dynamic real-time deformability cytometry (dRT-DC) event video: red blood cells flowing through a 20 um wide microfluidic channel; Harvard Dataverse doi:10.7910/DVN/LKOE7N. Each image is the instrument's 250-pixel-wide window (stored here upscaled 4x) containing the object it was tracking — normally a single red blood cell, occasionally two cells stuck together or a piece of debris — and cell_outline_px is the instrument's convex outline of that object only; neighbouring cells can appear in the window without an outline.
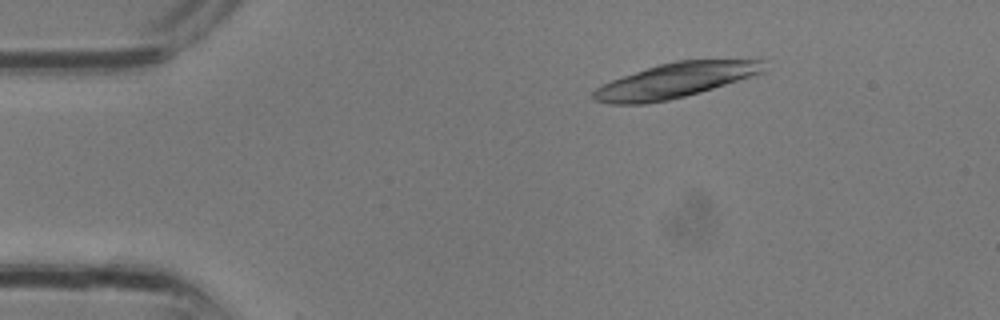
{"species": "common noctule bat (a hibernating species)", "species_latin": "Nyctalus noctula", "temperature_condition": "room temperature", "stored_images_in_passage": 2, "camera_frame_rate_fps": 3000, "um_per_image_px": 0.085, "animal": {"sex": "male", "body_mass_g": 13.3}, "frame": {"image": 1, "passage_image": 1, "time_ms": 0.0, "image_size_px": [1000, 320], "cell_outline_px": [[768, 60], [764, 72], [700, 92], [668, 100], [644, 104], [608, 104], [592, 100], [592, 92], [600, 84], [660, 64], [676, 60]], "centroid_in_image_um": [57.37, 6.84], "position_along_channel_um": 27.6, "area_um2": 34.33}}